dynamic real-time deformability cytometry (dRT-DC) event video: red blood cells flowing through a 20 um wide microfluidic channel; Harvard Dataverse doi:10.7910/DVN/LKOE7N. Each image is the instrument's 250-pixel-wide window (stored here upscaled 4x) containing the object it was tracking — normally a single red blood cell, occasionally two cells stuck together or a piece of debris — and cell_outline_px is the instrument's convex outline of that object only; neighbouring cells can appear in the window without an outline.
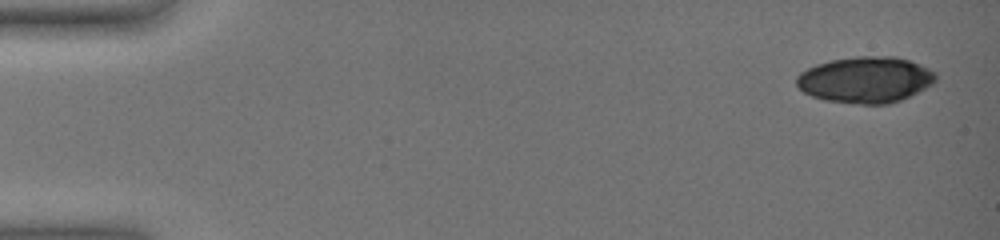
{"species": "common noctule bat (a hibernating species)", "species_latin": "Nyctalus noctula", "temperature_condition": "warm", "stored_images_in_passage": 53, "camera_frame_rate_fps": 3000, "um_per_image_px": 0.085, "animal": {"sex": "female", "body_mass_g": 19.0, "forearm_length_mm": 51.5}, "frame": {"image": 1, "passage_image": 1, "time_ms": 0.0, "image_size_px": [1000, 240], "cell_outline_px": [[936, 80], [932, 84], [900, 100], [888, 104], [860, 104], [828, 100], [812, 96], [804, 92], [796, 84], [796, 80], [800, 72], [816, 64], [832, 60], [856, 56], [896, 56], [920, 64], [936, 72]], "centroid_in_image_um": [73.57, 6.76], "position_along_channel_um": 11.4, "area_um2": 37.22}}